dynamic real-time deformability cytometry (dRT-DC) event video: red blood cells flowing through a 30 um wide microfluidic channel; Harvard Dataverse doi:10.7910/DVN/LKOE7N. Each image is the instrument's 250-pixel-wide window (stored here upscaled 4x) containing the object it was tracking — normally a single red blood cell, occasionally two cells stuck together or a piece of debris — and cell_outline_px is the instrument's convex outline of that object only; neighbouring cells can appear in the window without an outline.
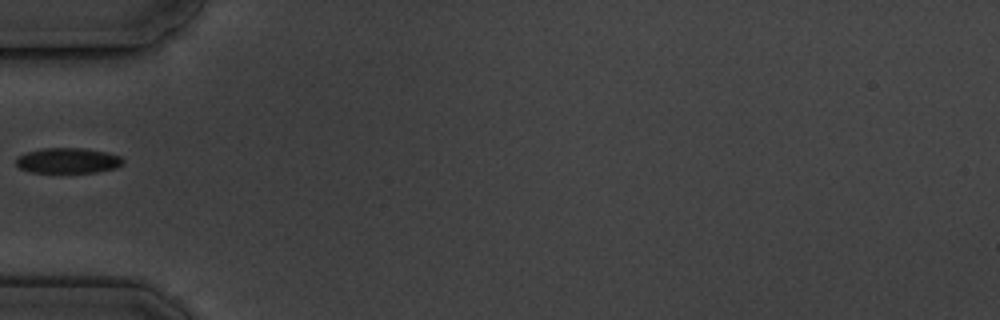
{"species": "common noctule bat (a hibernating species)", "species_latin": "Nyctalus noctula", "temperature_condition": "cold", "stored_images_in_passage": 8, "segment_of_instrument_passage": [2, 2], "camera_frame_rate_fps": 3000, "um_per_image_px": 0.085, "animal": {"sex": "male", "body_mass_g": 19.5, "forearm_length_mm": 54.6}, "frame": {"image": 1, "passage_image": 6, "time_ms": 5.667, "image_size_px": [1000, 320], "cell_outline_px": [[124, 164], [116, 168], [96, 172], [32, 172], [20, 168], [16, 164], [16, 156], [24, 152], [40, 148], [84, 148], [108, 152], [120, 156], [124, 160]], "centroid_in_image_um": [5.77, 13.63], "position_along_channel_um": 79.2, "area_um2": 16.01}}